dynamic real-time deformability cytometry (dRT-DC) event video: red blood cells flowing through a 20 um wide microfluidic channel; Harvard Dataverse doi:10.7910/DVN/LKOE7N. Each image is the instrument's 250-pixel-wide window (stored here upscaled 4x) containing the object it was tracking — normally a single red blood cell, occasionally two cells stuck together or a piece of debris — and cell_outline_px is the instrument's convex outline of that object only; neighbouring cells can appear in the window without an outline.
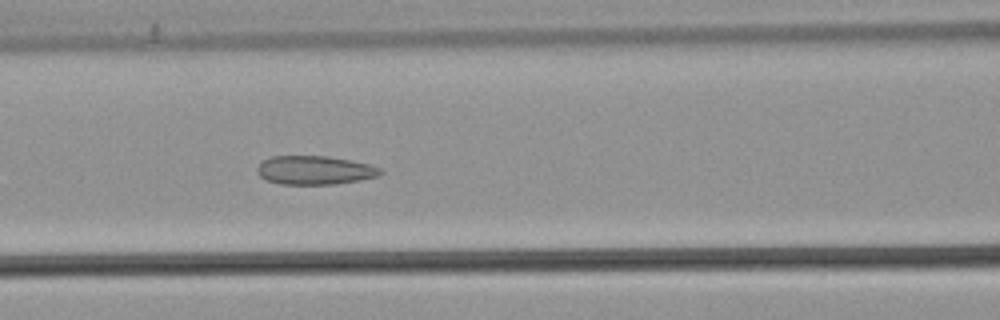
{"species": "common noctule bat (a hibernating species)", "species_latin": "Nyctalus noctula", "temperature_condition": "warm", "stored_images_in_passage": 40, "camera_frame_rate_fps": 3000, "um_per_image_px": 0.085, "animal": {"sex": "male", "body_mass_g": 21.5, "forearm_length_mm": 52.0}, "frame": {"image": 1, "passage_image": 16, "time_ms": 5.0, "image_size_px": [1000, 320], "cell_outline_px": [[384, 172], [380, 176], [360, 180], [336, 184], [280, 184], [268, 180], [260, 176], [256, 172], [256, 168], [264, 160], [272, 156], [328, 156], [368, 164], [380, 168]], "centroid_in_image_um": [26.76, 14.47], "position_along_channel_um": 139.8, "area_um2": 20.58}}
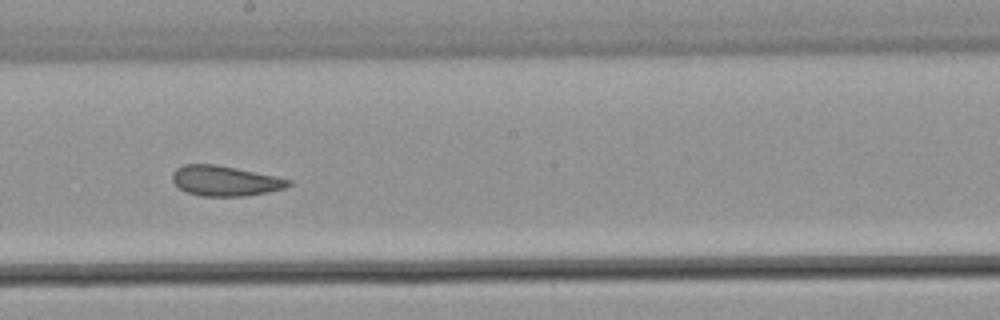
{"frame": {"image": 2, "passage_image": 23, "time_ms": 7.333, "image_size_px": [1000, 320], "cell_outline_px": [[292, 184], [284, 188], [268, 192], [244, 196], [200, 196], [184, 192], [172, 180], [172, 172], [176, 168], [184, 164], [216, 164], [276, 176], [292, 180]], "centroid_in_image_um": [19.11, 15.37], "position_along_channel_um": 229.1, "area_um2": 20.52}}
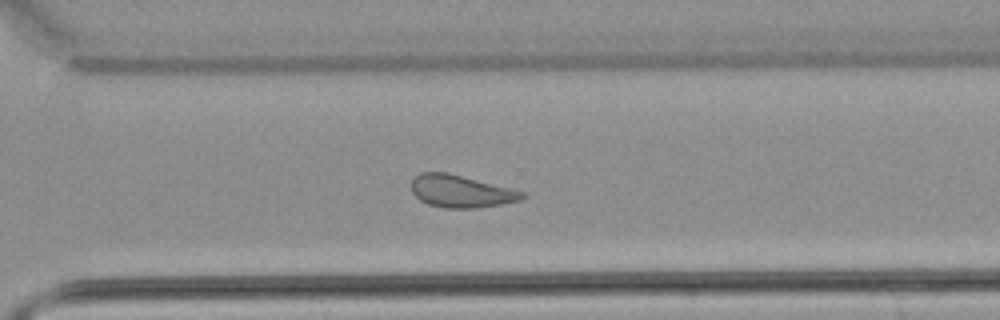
{"frame": {"image": 3, "passage_image": 31, "time_ms": 10.0, "image_size_px": [1000, 320], "cell_outline_px": [[528, 196], [520, 200], [500, 204], [476, 208], [444, 208], [428, 204], [420, 200], [412, 192], [412, 180], [420, 172], [448, 172], [528, 192]], "centroid_in_image_um": [39.22, 16.25], "position_along_channel_um": 331.4, "area_um2": 21.1}, "authors_computed_cell_mechanics": {"area_um2": 22.1952, "velocity_mm_per_s": 3.8378, "shape_relaxation_time_tau1_ms": null, "shape_relaxation_time_tau2_ms": 2.5654, "deformation_change_tau1": null, "deformation_change_tau2": 0.1123}}